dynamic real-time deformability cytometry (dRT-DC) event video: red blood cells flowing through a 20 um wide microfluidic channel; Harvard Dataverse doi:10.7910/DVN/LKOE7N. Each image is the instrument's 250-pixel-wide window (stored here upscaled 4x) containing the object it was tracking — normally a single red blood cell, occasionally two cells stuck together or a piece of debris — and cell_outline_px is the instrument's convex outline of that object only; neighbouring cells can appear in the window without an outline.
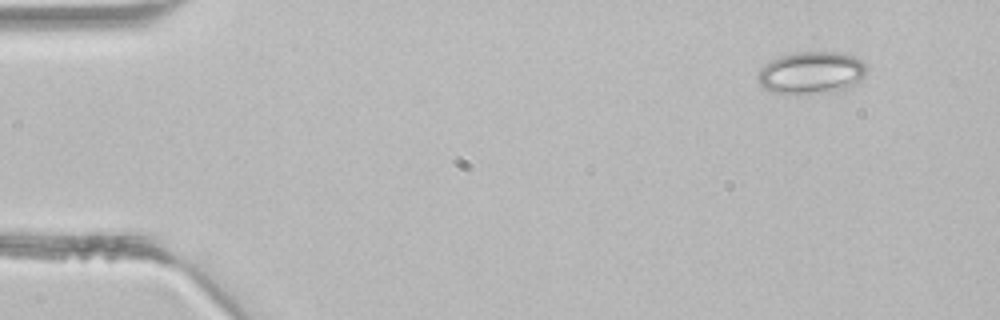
{"species": "common noctule bat (a hibernating species)", "species_latin": "Nyctalus noctula", "temperature_condition": "room temperature", "stored_images_in_passage": 3, "camera_frame_rate_fps": 3000, "um_per_image_px": 0.085, "animal": {"sex": "male", "body_mass_g": 21.5, "forearm_length_mm": 52.0}, "frame": {"image": 1, "passage_image": 1, "time_ms": 0.0, "image_size_px": [1000, 320], "cell_outline_px": [[864, 76], [852, 88], [828, 92], [772, 92], [764, 88], [760, 84], [756, 76], [760, 68], [764, 64], [780, 56], [796, 52], [840, 52], [852, 56], [860, 60], [864, 64]], "centroid_in_image_um": [68.95, 6.17], "position_along_channel_um": 16.1, "area_um2": 26.41}}